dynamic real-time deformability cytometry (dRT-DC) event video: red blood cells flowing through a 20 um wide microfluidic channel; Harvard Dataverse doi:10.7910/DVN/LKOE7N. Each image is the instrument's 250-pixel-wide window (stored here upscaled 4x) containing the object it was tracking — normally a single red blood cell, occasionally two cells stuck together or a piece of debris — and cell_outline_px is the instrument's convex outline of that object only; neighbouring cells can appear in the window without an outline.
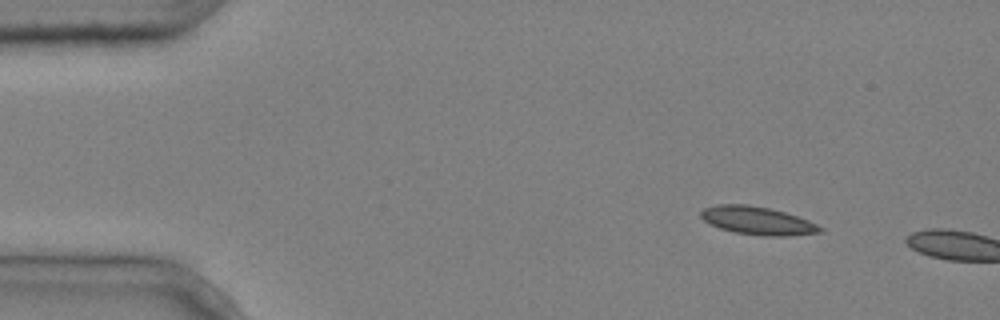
{"species": "common noctule bat (a hibernating species)", "species_latin": "Nyctalus noctula", "temperature_condition": "cold", "stored_images_in_passage": 2, "camera_frame_rate_fps": 3000, "um_per_image_px": 0.085, "animal": {"sex": "male", "body_mass_g": 20.4}, "frame": {"image": 1, "passage_image": 1, "time_ms": 0.0, "image_size_px": [1000, 320], "cell_outline_px": [[824, 232], [788, 236], [764, 236], [736, 232], [720, 228], [708, 224], [700, 216], [700, 212], [704, 208], [716, 204], [748, 204], [768, 208], [784, 212], [808, 220], [824, 228]], "centroid_in_image_um": [64.38, 18.75], "position_along_channel_um": 20.6, "area_um2": 19.54}}